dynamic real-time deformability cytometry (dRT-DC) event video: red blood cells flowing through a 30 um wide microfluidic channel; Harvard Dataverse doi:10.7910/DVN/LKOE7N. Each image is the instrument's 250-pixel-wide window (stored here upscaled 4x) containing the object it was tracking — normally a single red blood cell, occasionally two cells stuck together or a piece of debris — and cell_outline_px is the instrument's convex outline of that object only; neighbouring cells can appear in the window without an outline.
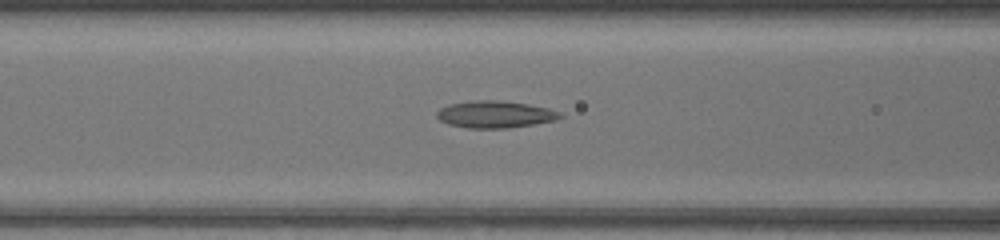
{"species": "common noctule bat (a hibernating species)", "species_latin": "Nyctalus noctula", "temperature_condition": "warm", "stored_images_in_passage": 37, "camera_frame_rate_fps": 3000, "um_per_image_px": 0.085, "animal": {"sex": "female", "body_mass_g": 17.0, "forearm_length_mm": 48.0}, "frame": {"image": 1, "passage_image": 14, "time_ms": 4.333, "image_size_px": [1000, 240], "cell_outline_px": [[564, 116], [552, 120], [532, 124], [508, 128], [468, 128], [448, 124], [440, 120], [436, 116], [436, 112], [440, 108], [448, 104], [472, 100], [496, 100], [528, 104], [548, 108], [560, 112]], "centroid_in_image_um": [42.03, 9.71], "position_along_channel_um": 124.6, "area_um2": 19.31}}
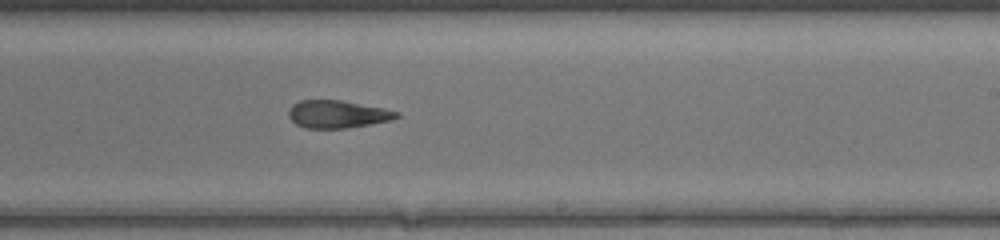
{"frame": {"image": 2, "passage_image": 23, "time_ms": 7.333, "image_size_px": [1000, 240], "cell_outline_px": [[400, 116], [392, 120], [348, 128], [304, 128], [296, 124], [288, 116], [288, 108], [292, 104], [300, 100], [340, 100], [384, 108], [400, 112]], "centroid_in_image_um": [28.68, 9.7], "position_along_channel_um": 260.3, "area_um2": 17.51}}
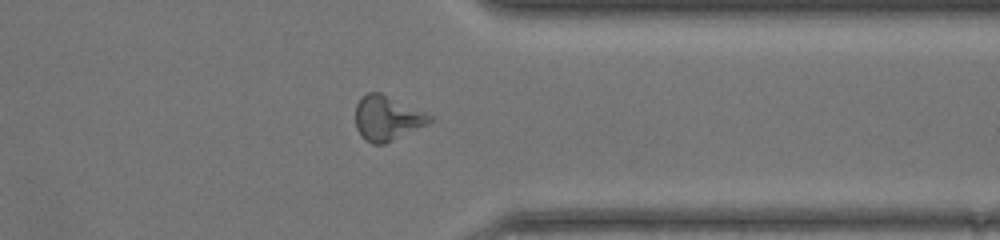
{"frame": {"image": 3, "passage_image": 31, "time_ms": 10.0, "image_size_px": [1000, 240], "cell_outline_px": [[432, 120], [428, 124], [384, 144], [372, 144], [364, 140], [360, 136], [356, 128], [356, 104], [368, 92], [380, 92], [428, 112], [432, 116]], "centroid_in_image_um": [32.92, 10.04], "position_along_channel_um": 378.5, "area_um2": 19.48}}